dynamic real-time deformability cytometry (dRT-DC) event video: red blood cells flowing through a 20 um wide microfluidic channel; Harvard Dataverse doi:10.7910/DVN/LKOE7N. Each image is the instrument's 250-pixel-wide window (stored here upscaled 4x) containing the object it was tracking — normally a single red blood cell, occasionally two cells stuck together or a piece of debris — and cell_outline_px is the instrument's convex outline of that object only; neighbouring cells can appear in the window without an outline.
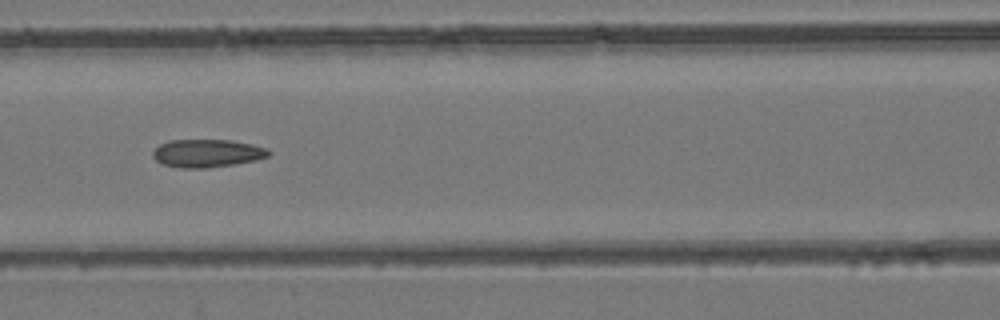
{"species": "common noctule bat (a hibernating species)", "species_latin": "Nyctalus noctula", "temperature_condition": "room temperature", "stored_images_in_passage": 7, "camera_frame_rate_fps": 3000, "um_per_image_px": 0.085, "animal": {"sex": "female", "body_mass_g": 24.6, "forearm_length_mm": 56.2}, "frame": {"image": 1, "passage_image": 7, "time_ms": 7.0, "image_size_px": [1000, 320], "cell_outline_px": [[272, 152], [268, 156], [256, 160], [232, 164], [204, 168], [180, 168], [164, 164], [156, 160], [152, 156], [152, 152], [160, 144], [168, 140], [232, 140], [252, 144], [268, 148]], "centroid_in_image_um": [17.61, 13.02], "position_along_channel_um": 149.0, "area_um2": 18.84}}